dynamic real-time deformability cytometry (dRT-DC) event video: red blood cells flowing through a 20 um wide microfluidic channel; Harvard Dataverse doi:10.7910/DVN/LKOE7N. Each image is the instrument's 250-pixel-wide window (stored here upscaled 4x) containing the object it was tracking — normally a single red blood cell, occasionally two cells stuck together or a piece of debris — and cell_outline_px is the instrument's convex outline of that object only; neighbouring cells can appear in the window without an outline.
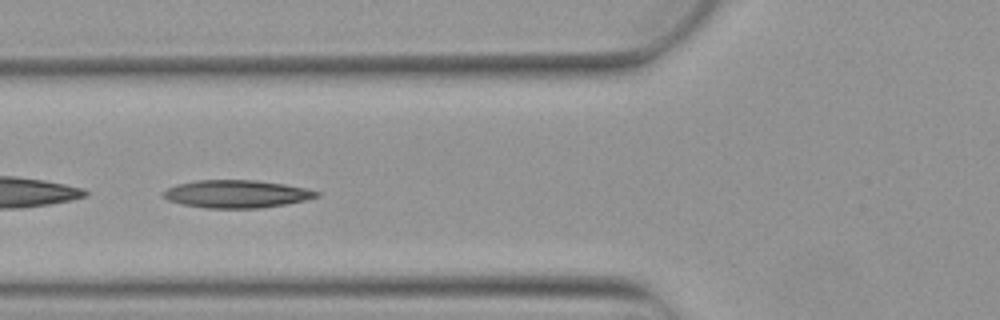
{"species": "Egyptian fruit bat (a non-hibernating species)", "species_latin": "Rousettus aegyptiacus", "temperature_condition": "warm", "stored_images_in_passage": 6, "camera_frame_rate_fps": 3000, "um_per_image_px": 0.085, "animal": {"sex": "female"}, "frame": {"image": 1, "passage_image": 4, "time_ms": 1.0, "image_size_px": [1000, 320], "cell_outline_px": [[320, 196], [288, 204], [260, 208], [204, 208], [184, 204], [168, 200], [160, 196], [160, 192], [176, 184], [196, 180], [256, 180], [284, 184], [304, 188], [320, 192]], "centroid_in_image_um": [20.07, 16.48], "position_along_channel_um": 105.7, "area_um2": 24.91}}
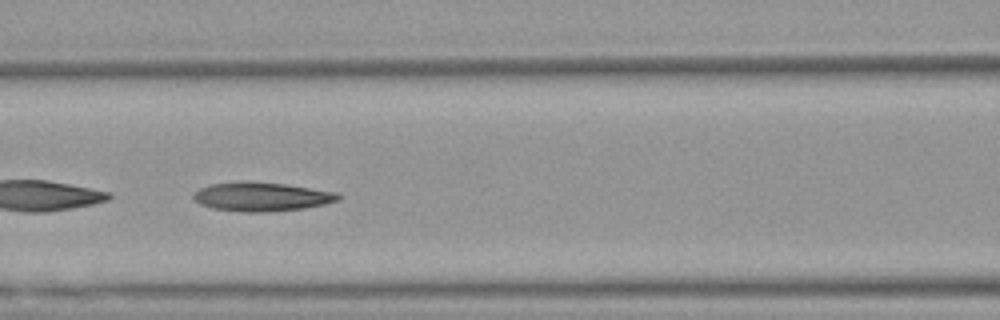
{"frame": {"image": 2, "passage_image": 5, "time_ms": 1.333, "image_size_px": [1000, 320], "cell_outline_px": [[340, 200], [324, 204], [304, 208], [264, 212], [244, 212], [212, 208], [200, 204], [192, 196], [200, 188], [212, 184], [284, 184], [336, 192], [340, 196]], "centroid_in_image_um": [22.28, 16.77], "position_along_channel_um": 144.3, "area_um2": 23.24}}
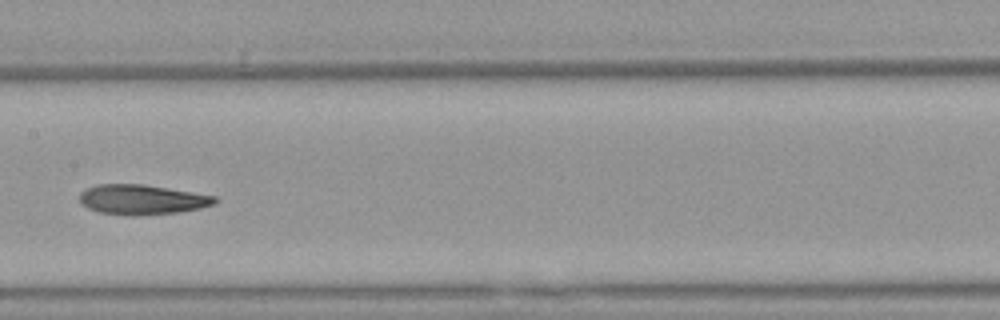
{"frame": {"image": 3, "passage_image": 6, "time_ms": 1.667, "image_size_px": [1000, 320], "cell_outline_px": [[220, 200], [216, 204], [200, 208], [180, 212], [132, 216], [124, 216], [100, 212], [88, 208], [80, 204], [80, 192], [96, 184], [144, 184], [216, 196]], "centroid_in_image_um": [12.08, 16.97], "position_along_channel_um": 195.3, "area_um2": 23.81}}